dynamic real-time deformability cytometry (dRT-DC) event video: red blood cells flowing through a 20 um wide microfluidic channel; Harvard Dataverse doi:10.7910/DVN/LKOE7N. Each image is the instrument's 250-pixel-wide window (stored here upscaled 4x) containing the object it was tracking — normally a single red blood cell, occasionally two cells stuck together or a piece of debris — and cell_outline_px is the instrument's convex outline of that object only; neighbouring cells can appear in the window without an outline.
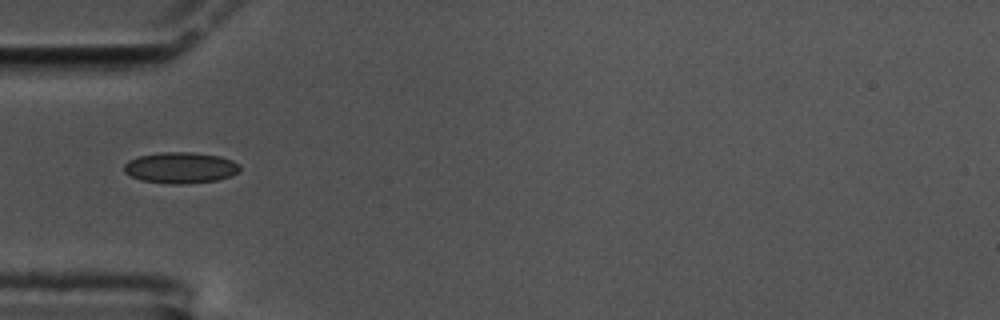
{"species": "common noctule bat (a hibernating species)", "species_latin": "Nyctalus noctula", "temperature_condition": "cold", "stored_images_in_passage": 40, "camera_frame_rate_fps": 3000, "um_per_image_px": 0.085, "animal": {"sex": "male", "body_mass_g": 17.5, "forearm_length_mm": 52.3}, "frame": {"image": 1, "passage_image": 1, "time_ms": 0.0, "image_size_px": [1000, 320], "cell_outline_px": [[240, 172], [232, 176], [216, 180], [188, 184], [172, 184], [140, 180], [124, 172], [124, 164], [128, 160], [136, 156], [160, 152], [192, 152], [220, 156], [232, 160], [240, 164]], "centroid_in_image_um": [15.36, 14.25], "position_along_channel_um": 69.6, "area_um2": 21.27}}
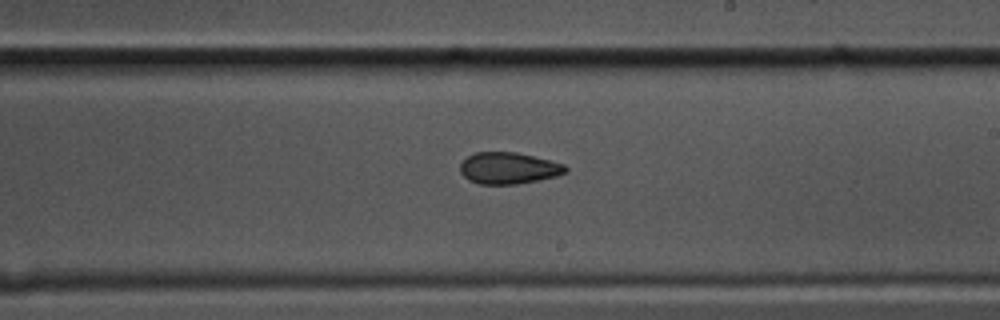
{"frame": {"image": 2, "passage_image": 16, "time_ms": 5.0, "image_size_px": [1000, 320], "cell_outline_px": [[568, 172], [556, 176], [540, 180], [516, 184], [480, 184], [468, 180], [460, 172], [460, 164], [468, 156], [476, 152], [516, 152], [564, 164], [568, 168]], "centroid_in_image_um": [43.23, 14.3], "position_along_channel_um": 245.8, "area_um2": 19.36}}
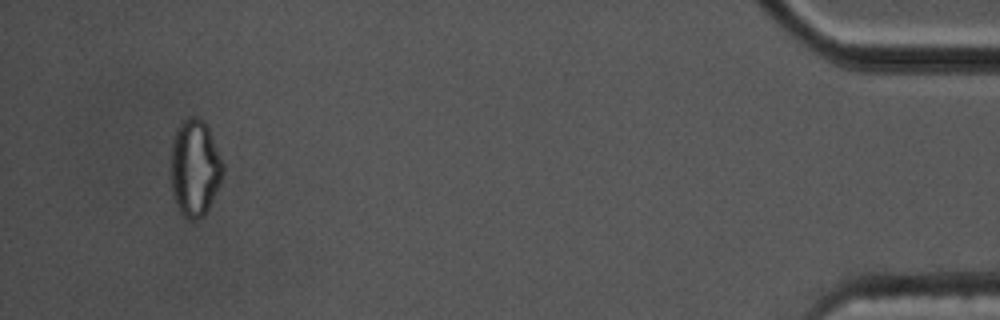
{"frame": {"image": 3, "passage_image": 37, "time_ms": 12.0, "image_size_px": [1000, 320], "cell_outline_px": [[224, 168], [220, 184], [208, 208], [196, 220], [188, 220], [180, 212], [176, 204], [172, 192], [172, 140], [176, 128], [184, 120], [192, 116], [204, 120], [208, 128], [224, 164]], "centroid_in_image_um": [16.56, 14.26], "position_along_channel_um": 418.6, "area_um2": 29.02}, "authors_computed_cell_mechanics": {"area_um2": 20.6057, "velocity_mm_per_s": 3.5242, "shape_relaxation_time_tau1_ms": null, "shape_relaxation_time_tau2_ms": 3.228, "deformation_change_tau1": null, "deformation_change_tau2": 0.0867}}